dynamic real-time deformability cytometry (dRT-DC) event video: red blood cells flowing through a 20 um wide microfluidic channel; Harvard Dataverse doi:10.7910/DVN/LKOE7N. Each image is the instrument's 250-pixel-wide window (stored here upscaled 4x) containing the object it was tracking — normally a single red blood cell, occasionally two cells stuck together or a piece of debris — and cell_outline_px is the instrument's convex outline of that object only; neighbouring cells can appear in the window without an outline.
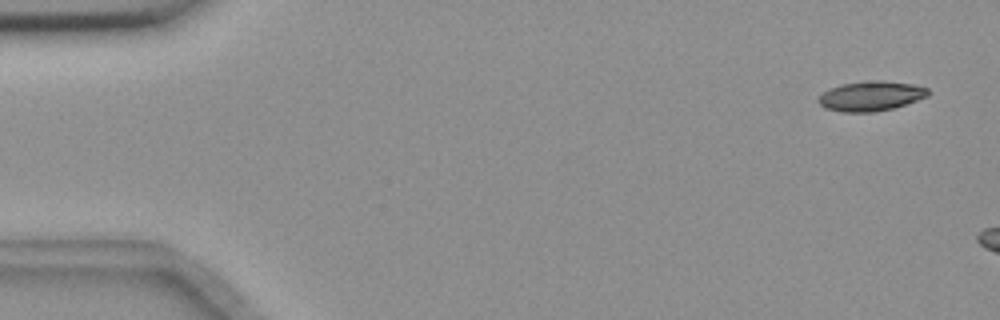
{"species": "common noctule bat (a hibernating species)", "species_latin": "Nyctalus noctula", "temperature_condition": "room temperature", "stored_images_in_passage": 7, "camera_frame_rate_fps": 3000, "um_per_image_px": 0.085, "animal": {"sex": "female", "body_mass_g": 18.4}, "frame": {"image": 1, "passage_image": 1, "time_ms": 0.0, "image_size_px": [1000, 320], "cell_outline_px": [[928, 96], [892, 108], [876, 112], [840, 112], [824, 108], [816, 100], [824, 92], [832, 88], [844, 84], [876, 80], [880, 80], [912, 84], [928, 88]], "centroid_in_image_um": [74.01, 8.18], "position_along_channel_um": 11.0, "area_um2": 18.73}}